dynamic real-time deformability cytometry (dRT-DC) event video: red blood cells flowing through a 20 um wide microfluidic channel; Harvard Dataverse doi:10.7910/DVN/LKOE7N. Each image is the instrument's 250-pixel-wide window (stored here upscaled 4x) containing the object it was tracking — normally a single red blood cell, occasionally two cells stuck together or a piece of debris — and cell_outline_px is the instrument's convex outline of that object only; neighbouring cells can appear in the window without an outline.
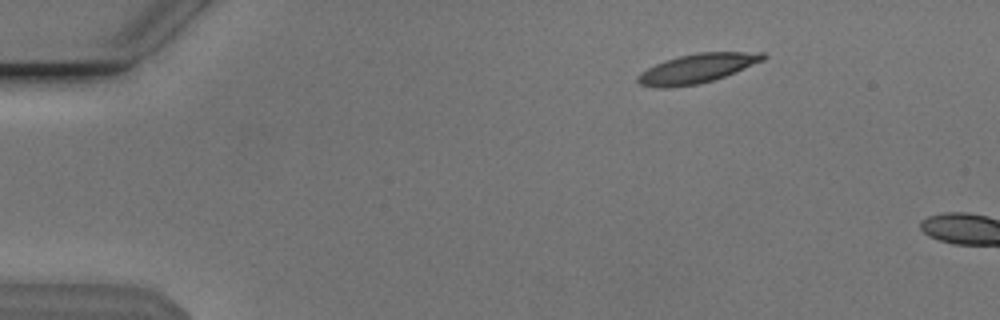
{"species": "Egyptian fruit bat (a non-hibernating species)", "species_latin": "Rousettus aegyptiacus", "temperature_condition": "cold", "stored_images_in_passage": 3, "camera_frame_rate_fps": 3000, "um_per_image_px": 0.085, "animal": {"sex": "male"}, "frame": {"image": 1, "passage_image": 1, "time_ms": 0.0, "image_size_px": [1000, 320], "cell_outline_px": [[768, 56], [764, 60], [724, 76], [700, 84], [668, 88], [656, 88], [640, 84], [636, 80], [636, 76], [640, 72], [664, 60], [696, 52], [764, 52]], "centroid_in_image_um": [59.22, 5.82], "position_along_channel_um": 25.8, "area_um2": 21.39}}